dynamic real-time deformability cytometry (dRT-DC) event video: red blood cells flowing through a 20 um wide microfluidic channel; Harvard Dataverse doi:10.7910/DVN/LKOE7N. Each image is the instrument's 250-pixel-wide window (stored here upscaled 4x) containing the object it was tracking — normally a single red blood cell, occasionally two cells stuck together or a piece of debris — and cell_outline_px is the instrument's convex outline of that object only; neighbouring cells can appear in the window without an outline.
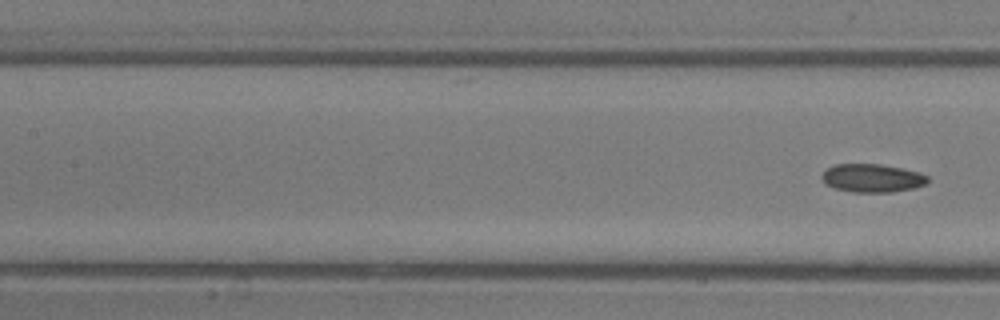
{"species": "common noctule bat (a hibernating species)", "species_latin": "Nyctalus noctula", "temperature_condition": "room temperature", "stored_images_in_passage": 8, "segment_of_instrument_passage": [2, 2], "camera_frame_rate_fps": 3000, "um_per_image_px": 0.085, "animal": {"sex": "male", "body_mass_g": 13.3}, "frame": {"image": 1, "passage_image": 8, "time_ms": 9.0, "image_size_px": [1000, 320], "cell_outline_px": [[928, 180], [924, 184], [912, 188], [892, 192], [852, 192], [836, 188], [824, 184], [820, 176], [828, 168], [836, 164], [880, 164], [920, 172], [928, 176]], "centroid_in_image_um": [74.11, 15.13], "position_along_channel_um": 133.3, "area_um2": 17.34}}